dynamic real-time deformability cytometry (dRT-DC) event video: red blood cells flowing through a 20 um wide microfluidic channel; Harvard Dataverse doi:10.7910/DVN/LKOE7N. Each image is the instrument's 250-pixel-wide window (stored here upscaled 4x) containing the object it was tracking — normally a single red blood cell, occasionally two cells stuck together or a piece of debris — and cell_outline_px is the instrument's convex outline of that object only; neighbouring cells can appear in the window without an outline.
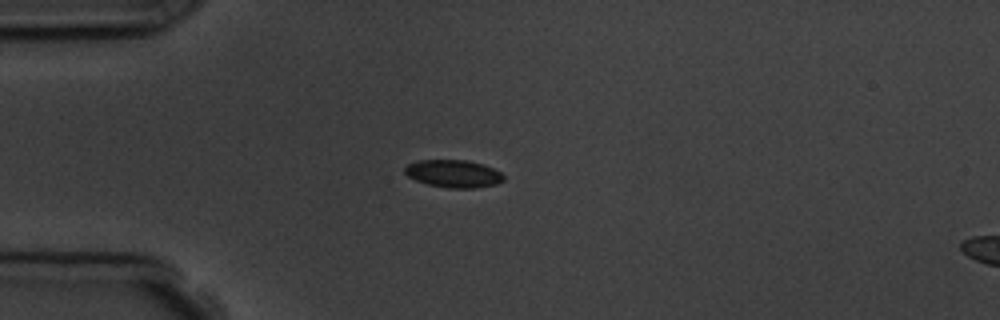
{"species": "common noctule bat (a hibernating species)", "species_latin": "Nyctalus noctula", "temperature_condition": "room temperature", "stored_images_in_passage": 6, "camera_frame_rate_fps": 3000, "um_per_image_px": 0.085, "animal": {"sex": "male", "body_mass_g": 19.5, "forearm_length_mm": 54.6}, "frame": {"image": 1, "passage_image": 4, "time_ms": 5.0, "image_size_px": [1000, 320], "cell_outline_px": [[504, 180], [496, 184], [476, 188], [448, 188], [428, 184], [416, 180], [408, 176], [404, 172], [404, 168], [408, 164], [420, 160], [464, 160], [480, 164], [492, 168], [500, 172], [504, 176]], "centroid_in_image_um": [38.54, 14.77], "position_along_channel_um": 46.5, "area_um2": 15.72}}